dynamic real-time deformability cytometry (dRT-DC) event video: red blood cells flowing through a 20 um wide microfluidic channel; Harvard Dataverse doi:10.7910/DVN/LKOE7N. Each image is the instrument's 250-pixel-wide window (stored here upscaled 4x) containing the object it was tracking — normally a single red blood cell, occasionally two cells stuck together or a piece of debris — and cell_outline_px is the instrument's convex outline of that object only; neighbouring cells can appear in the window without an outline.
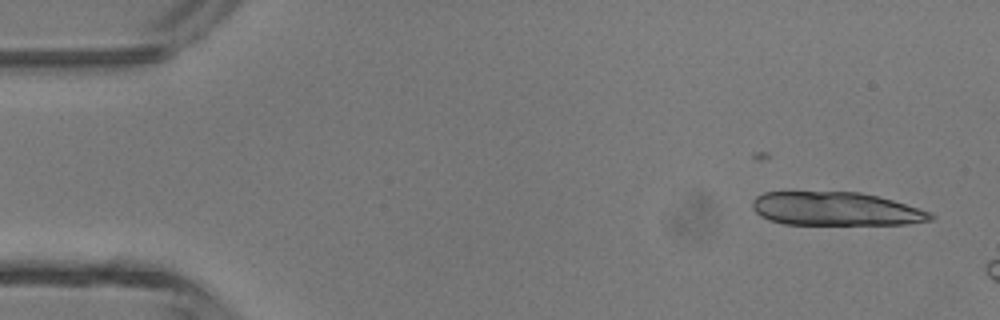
{"species": "common noctule bat (a hibernating species)", "species_latin": "Nyctalus noctula", "temperature_condition": "room temperature", "stored_images_in_passage": 3, "camera_frame_rate_fps": 3000, "um_per_image_px": 0.085, "animal": {"sex": "male", "body_mass_g": 13.3}, "frame": {"image": 1, "passage_image": 1, "time_ms": 0.0, "image_size_px": [1000, 320], "cell_outline_px": [[936, 216], [932, 220], [908, 224], [784, 224], [768, 220], [760, 216], [752, 208], [752, 200], [756, 196], [764, 192], [860, 192], [892, 200], [932, 212]], "centroid_in_image_um": [71.03, 17.76], "position_along_channel_um": 14.0, "area_um2": 34.85}}